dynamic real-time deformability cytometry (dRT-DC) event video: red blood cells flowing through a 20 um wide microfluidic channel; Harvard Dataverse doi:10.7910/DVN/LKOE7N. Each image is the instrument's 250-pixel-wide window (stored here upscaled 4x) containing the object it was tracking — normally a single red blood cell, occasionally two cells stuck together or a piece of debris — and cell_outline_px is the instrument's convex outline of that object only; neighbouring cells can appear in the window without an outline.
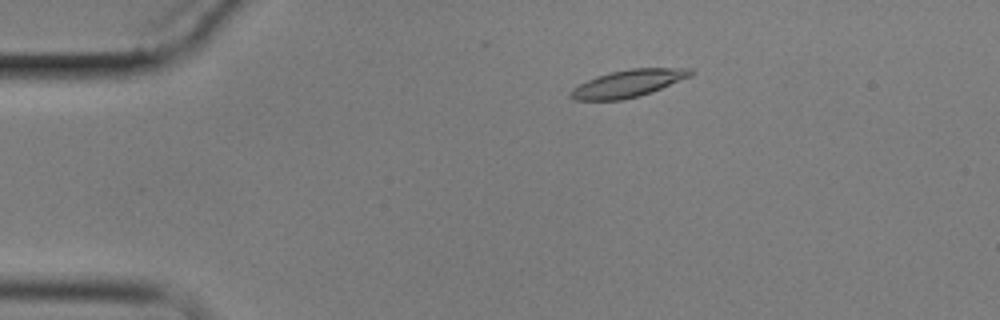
{"species": "common noctule bat (a hibernating species)", "species_latin": "Nyctalus noctula", "temperature_condition": "cold", "stored_images_in_passage": 6, "camera_frame_rate_fps": 3000, "um_per_image_px": 0.085, "animal": {"sex": "male", "body_mass_g": 17.9}, "frame": {"image": 1, "passage_image": 3, "time_ms": 2.333, "image_size_px": [1000, 320], "cell_outline_px": [[696, 72], [692, 76], [640, 96], [624, 100], [572, 100], [568, 96], [568, 92], [572, 88], [596, 76], [608, 72], [632, 68], [692, 68]], "centroid_in_image_um": [53.38, 7.09], "position_along_channel_um": 31.6, "area_um2": 19.31}}
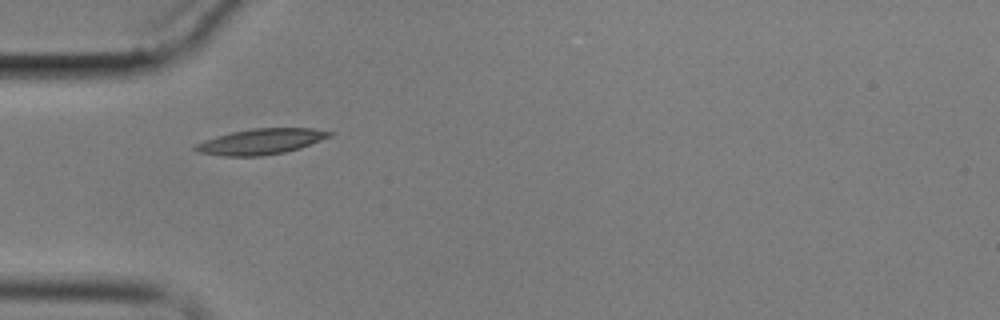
{"frame": {"image": 2, "passage_image": 5, "time_ms": 4.667, "image_size_px": [1000, 320], "cell_outline_px": [[336, 132], [332, 136], [300, 148], [284, 152], [260, 156], [224, 156], [200, 152], [192, 148], [196, 144], [204, 140], [216, 136], [232, 132], [252, 128], [312, 128]], "centroid_in_image_um": [22.22, 12.02], "position_along_channel_um": 62.8, "area_um2": 20.0}}
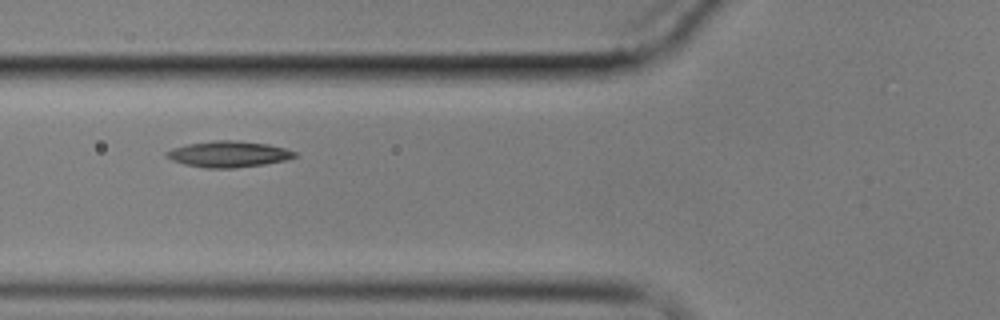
{"frame": {"image": 3, "passage_image": 6, "time_ms": 6.0, "image_size_px": [1000, 320], "cell_outline_px": [[300, 156], [284, 160], [264, 164], [232, 168], [204, 168], [184, 164], [172, 160], [164, 152], [172, 148], [188, 144], [212, 140], [236, 140], [268, 144], [284, 148], [296, 152]], "centroid_in_image_um": [19.43, 13.09], "position_along_channel_um": 106.4, "area_um2": 19.48}}